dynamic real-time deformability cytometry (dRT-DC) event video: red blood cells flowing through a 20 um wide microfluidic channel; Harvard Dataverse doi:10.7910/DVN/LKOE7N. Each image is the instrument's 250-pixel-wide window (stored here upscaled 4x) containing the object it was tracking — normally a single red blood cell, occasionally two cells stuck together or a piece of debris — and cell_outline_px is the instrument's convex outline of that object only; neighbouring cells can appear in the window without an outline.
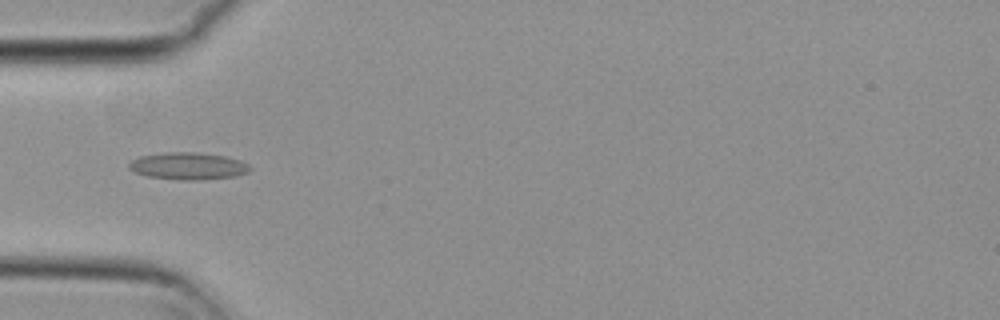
{"species": "common noctule bat (a hibernating species)", "species_latin": "Nyctalus noctula", "temperature_condition": "cold", "stored_images_in_passage": 8, "camera_frame_rate_fps": 3000, "um_per_image_px": 0.085, "animal": {"sex": "female", "body_mass_g": 29.2, "forearm_length_mm": 56.3}, "frame": {"image": 1, "passage_image": 3, "time_ms": 0.667, "image_size_px": [1000, 320], "cell_outline_px": [[252, 168], [248, 172], [236, 176], [204, 180], [180, 180], [148, 176], [136, 172], [128, 168], [128, 164], [132, 160], [140, 156], [168, 152], [196, 152], [224, 156], [240, 160], [248, 164]], "centroid_in_image_um": [16.02, 14.12], "position_along_channel_um": 69.0, "area_um2": 19.13}}
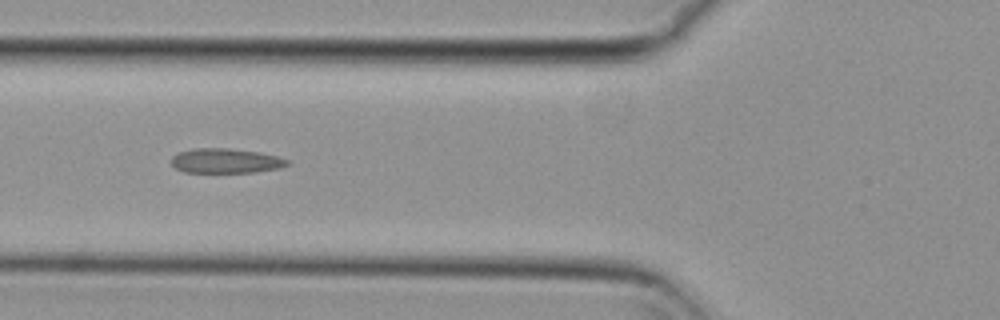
{"frame": {"image": 2, "passage_image": 6, "time_ms": 1.667, "image_size_px": [1000, 320], "cell_outline_px": [[292, 164], [280, 168], [256, 172], [184, 172], [176, 168], [172, 164], [172, 156], [180, 152], [192, 148], [228, 148], [260, 152], [276, 156], [288, 160]], "centroid_in_image_um": [19.22, 13.67], "position_along_channel_um": 106.6, "area_um2": 16.7}}